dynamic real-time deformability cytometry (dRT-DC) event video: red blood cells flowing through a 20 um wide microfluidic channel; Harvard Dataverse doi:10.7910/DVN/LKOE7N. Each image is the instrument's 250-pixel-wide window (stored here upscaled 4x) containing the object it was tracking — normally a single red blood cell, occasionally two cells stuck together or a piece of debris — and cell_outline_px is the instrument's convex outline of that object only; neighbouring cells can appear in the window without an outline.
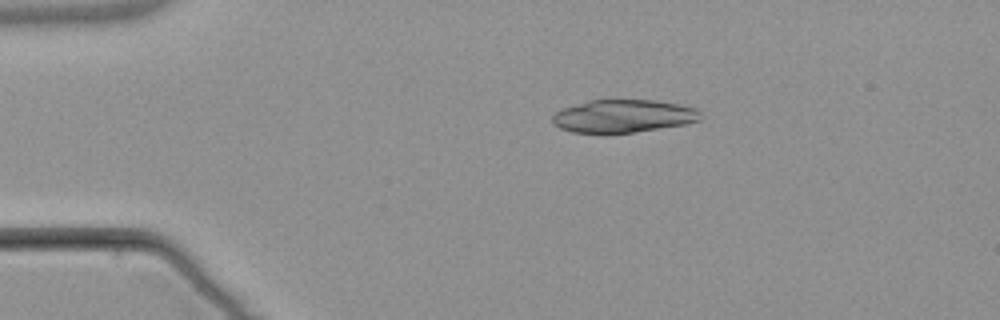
{"species": "common noctule bat (a hibernating species)", "species_latin": "Nyctalus noctula", "temperature_condition": "warm", "stored_images_in_passage": 2, "camera_frame_rate_fps": 3000, "um_per_image_px": 0.085, "animal": {"sex": "male", "body_mass_g": 21.5, "forearm_length_mm": 52.0}, "frame": {"image": 1, "passage_image": 1, "time_ms": 0.0, "image_size_px": [1000, 320], "cell_outline_px": [[700, 120], [684, 124], [632, 132], [572, 132], [560, 128], [552, 124], [552, 116], [556, 112], [564, 108], [588, 100], [652, 100], [680, 104], [696, 108], [700, 112]], "centroid_in_image_um": [52.97, 9.85], "position_along_channel_um": 32.0, "area_um2": 27.98}}